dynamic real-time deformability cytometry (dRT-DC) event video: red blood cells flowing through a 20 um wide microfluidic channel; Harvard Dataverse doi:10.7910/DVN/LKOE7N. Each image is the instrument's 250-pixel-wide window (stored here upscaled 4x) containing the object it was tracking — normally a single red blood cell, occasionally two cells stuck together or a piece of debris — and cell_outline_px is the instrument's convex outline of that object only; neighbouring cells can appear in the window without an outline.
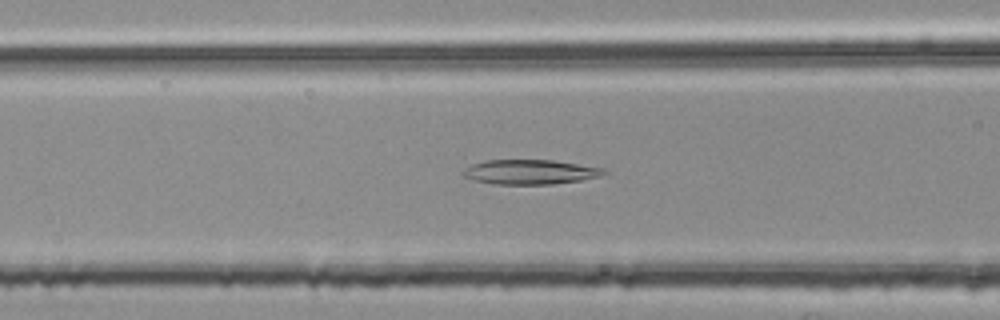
{"species": "common noctule bat (a hibernating species)", "species_latin": "Nyctalus noctula", "temperature_condition": "room temperature", "stored_images_in_passage": 45, "camera_frame_rate_fps": 3000, "um_per_image_px": 0.085, "animal": {"sex": "female", "body_mass_g": 25.1}, "frame": {"image": 1, "passage_image": 12, "time_ms": 3.667, "image_size_px": [1000, 320], "cell_outline_px": [[608, 172], [600, 176], [580, 180], [552, 184], [496, 184], [476, 180], [464, 176], [460, 172], [464, 168], [472, 164], [488, 160], [552, 160], [604, 168]], "centroid_in_image_um": [45.06, 14.61], "position_along_channel_um": 121.5, "area_um2": 20.06}}
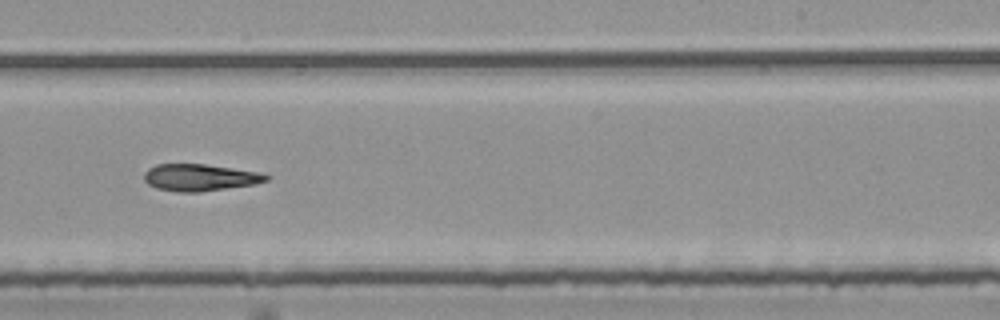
{"frame": {"image": 2, "passage_image": 24, "time_ms": 7.667, "image_size_px": [1000, 320], "cell_outline_px": [[272, 176], [268, 180], [256, 184], [200, 192], [176, 192], [156, 188], [148, 184], [144, 180], [144, 172], [148, 168], [156, 164], [204, 164], [256, 172]], "centroid_in_image_um": [16.96, 15.09], "position_along_channel_um": 272.0, "area_um2": 19.13}}
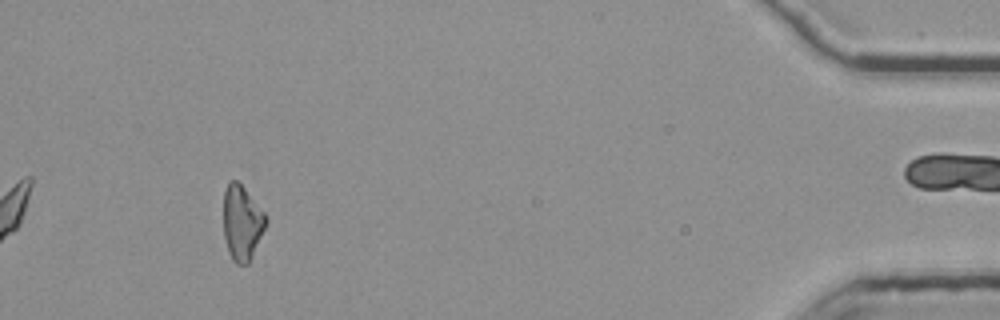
{"frame": {"image": 3, "passage_image": 41, "time_ms": 13.333, "image_size_px": [1000, 320], "cell_outline_px": [[268, 224], [248, 264], [236, 264], [232, 260], [228, 252], [224, 236], [224, 192], [228, 180], [236, 180], [244, 188], [268, 216]], "centroid_in_image_um": [20.59, 18.94], "position_along_channel_um": 414.6, "area_um2": 18.73}}